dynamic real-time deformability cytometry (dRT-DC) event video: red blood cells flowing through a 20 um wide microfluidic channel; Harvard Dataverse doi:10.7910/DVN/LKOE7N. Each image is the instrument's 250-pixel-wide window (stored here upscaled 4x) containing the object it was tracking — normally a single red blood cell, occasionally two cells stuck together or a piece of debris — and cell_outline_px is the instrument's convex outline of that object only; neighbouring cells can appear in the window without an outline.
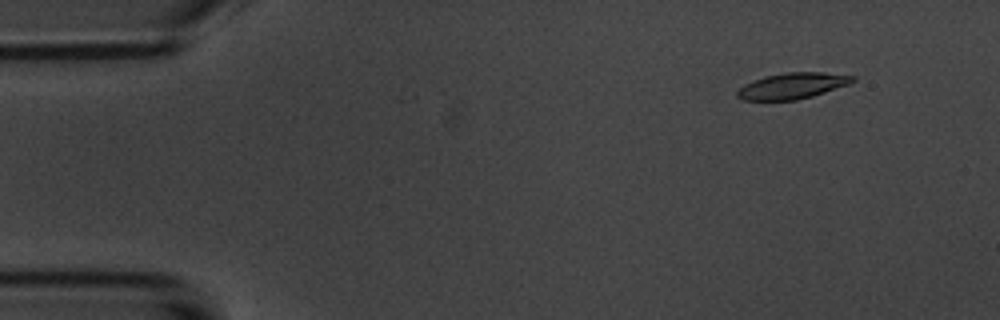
{"species": "common noctule bat (a hibernating species)", "species_latin": "Nyctalus noctula", "temperature_condition": "room temperature", "stored_images_in_passage": 4, "camera_frame_rate_fps": 3000, "um_per_image_px": 0.085, "animal": {"sex": "male", "body_mass_g": 20.1, "forearm_length_mm": 53.5}, "frame": {"image": 1, "passage_image": 1, "time_ms": 0.0, "image_size_px": [1000, 320], "cell_outline_px": [[856, 80], [848, 84], [812, 96], [796, 100], [744, 100], [736, 96], [736, 92], [744, 84], [764, 76], [788, 72], [824, 72], [856, 76]], "centroid_in_image_um": [67.35, 7.29], "position_along_channel_um": 17.7, "area_um2": 17.4}}